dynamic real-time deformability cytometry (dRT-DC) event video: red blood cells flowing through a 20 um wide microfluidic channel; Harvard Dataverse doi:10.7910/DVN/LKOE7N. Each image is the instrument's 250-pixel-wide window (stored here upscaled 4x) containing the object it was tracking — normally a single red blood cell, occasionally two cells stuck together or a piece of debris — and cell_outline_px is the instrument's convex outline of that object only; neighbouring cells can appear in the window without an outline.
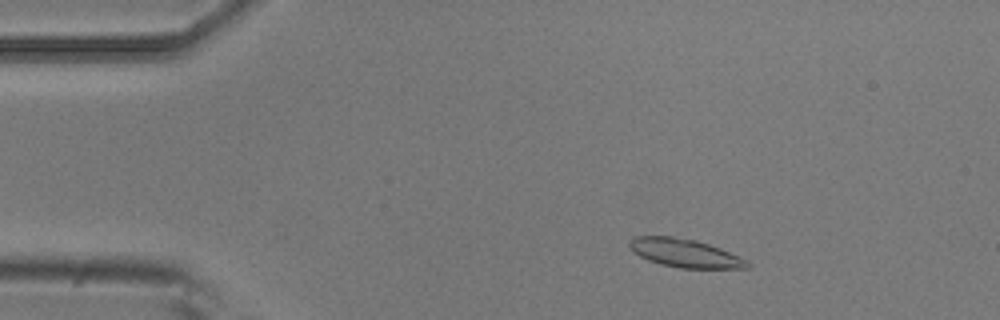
{"species": "common noctule bat (a hibernating species)", "species_latin": "Nyctalus noctula", "temperature_condition": "room temperature", "stored_images_in_passage": 4, "camera_frame_rate_fps": 3000, "um_per_image_px": 0.085, "animal": {"sex": "male", "body_mass_g": 20.5, "forearm_length_mm": 52.5}, "frame": {"image": 1, "passage_image": 2, "time_ms": 0.333, "image_size_px": [1000, 320], "cell_outline_px": [[752, 264], [748, 268], [680, 268], [660, 264], [648, 260], [640, 256], [628, 244], [628, 240], [632, 236], [672, 236], [696, 240], [720, 248], [748, 260]], "centroid_in_image_um": [58.23, 21.51], "position_along_channel_um": 26.8, "area_um2": 19.48}}
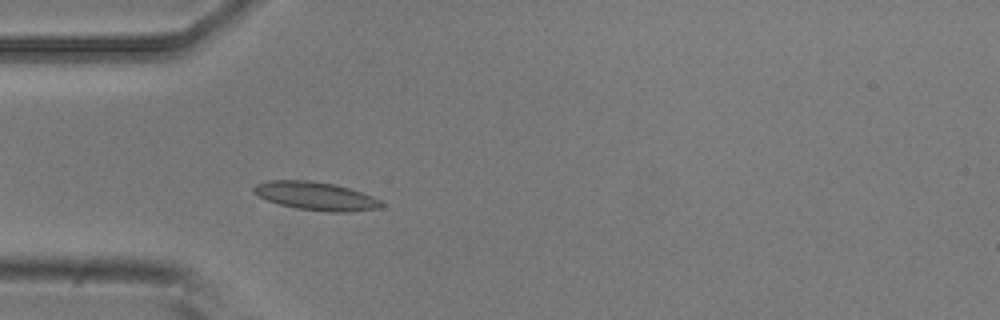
{"frame": {"image": 2, "passage_image": 4, "time_ms": 1.0, "image_size_px": [1000, 320], "cell_outline_px": [[384, 204], [380, 208], [352, 212], [328, 212], [296, 208], [280, 204], [268, 200], [252, 192], [252, 188], [256, 184], [268, 180], [308, 180], [336, 184], [372, 196], [380, 200]], "centroid_in_image_um": [26.85, 16.66], "position_along_channel_um": 58.2, "area_um2": 21.04}}